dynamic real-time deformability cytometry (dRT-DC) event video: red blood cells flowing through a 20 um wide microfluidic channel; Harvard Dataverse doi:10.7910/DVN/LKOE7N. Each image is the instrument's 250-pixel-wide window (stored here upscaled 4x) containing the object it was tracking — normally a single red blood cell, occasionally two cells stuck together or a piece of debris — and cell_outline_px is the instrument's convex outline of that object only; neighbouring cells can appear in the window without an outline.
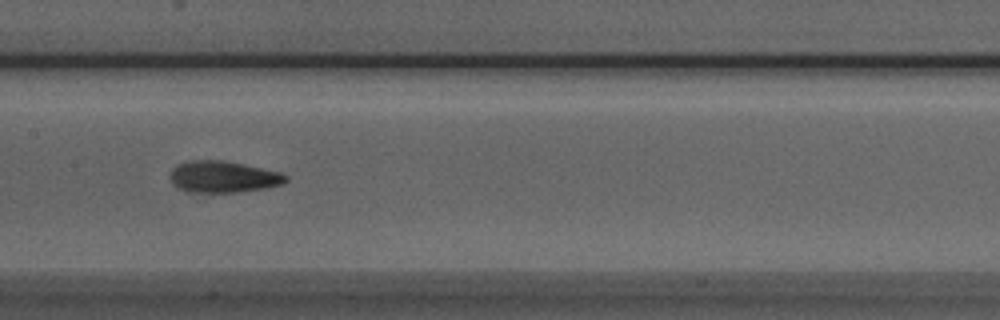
{"species": "Egyptian fruit bat (a non-hibernating species)", "species_latin": "Rousettus aegyptiacus", "temperature_condition": "room temperature", "stored_images_in_passage": 32, "camera_frame_rate_fps": 3000, "um_per_image_px": 0.085, "animal": {"sex": "male"}, "frame": {"image": 1, "passage_image": 10, "time_ms": 3.0, "image_size_px": [1000, 320], "cell_outline_px": [[288, 180], [284, 184], [268, 188], [236, 192], [184, 192], [172, 184], [168, 176], [172, 168], [180, 164], [192, 160], [224, 160], [280, 172], [288, 176]], "centroid_in_image_um": [18.96, 15.04], "position_along_channel_um": 188.4, "area_um2": 21.5}}
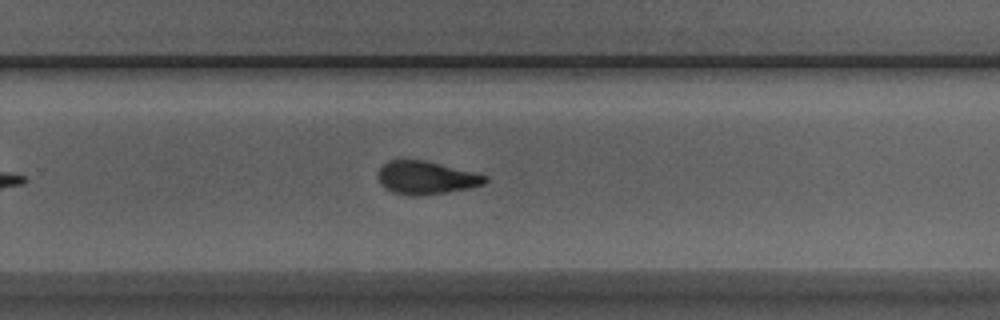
{"frame": {"image": 2, "passage_image": 18, "time_ms": 5.667, "image_size_px": [1000, 320], "cell_outline_px": [[488, 180], [484, 184], [468, 188], [444, 192], [412, 196], [392, 192], [384, 188], [380, 184], [376, 172], [388, 160], [424, 160], [488, 176]], "centroid_in_image_um": [36.16, 15.1], "position_along_channel_um": 293.6, "area_um2": 20.4}}
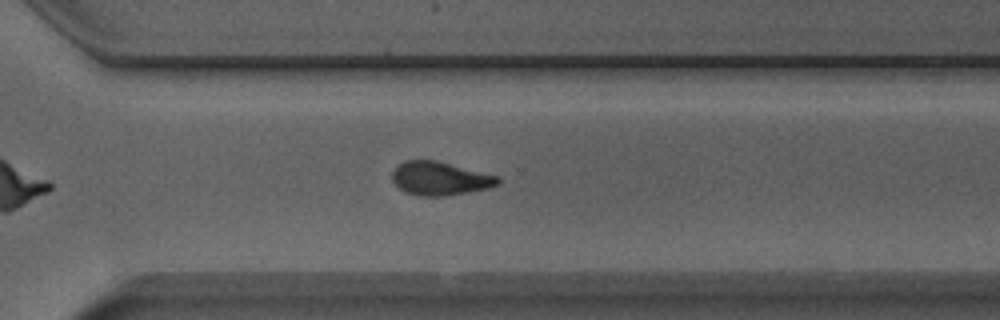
{"frame": {"image": 3, "passage_image": 21, "time_ms": 6.667, "image_size_px": [1000, 320], "cell_outline_px": [[500, 184], [488, 188], [444, 196], [420, 196], [404, 192], [392, 180], [392, 172], [396, 164], [404, 160], [436, 160], [500, 176]], "centroid_in_image_um": [37.38, 15.16], "position_along_channel_um": 333.2, "area_um2": 20.81}, "authors_computed_cell_mechanics": {"area_um2": 20.7791, "velocity_mm_per_s": 3.9596, "shape_relaxation_time_tau1_ms": 8.4239, "shape_relaxation_time_tau2_ms": 2.2203, "deformation_change_tau1": 0.215, "deformation_change_tau2": 0.084}}